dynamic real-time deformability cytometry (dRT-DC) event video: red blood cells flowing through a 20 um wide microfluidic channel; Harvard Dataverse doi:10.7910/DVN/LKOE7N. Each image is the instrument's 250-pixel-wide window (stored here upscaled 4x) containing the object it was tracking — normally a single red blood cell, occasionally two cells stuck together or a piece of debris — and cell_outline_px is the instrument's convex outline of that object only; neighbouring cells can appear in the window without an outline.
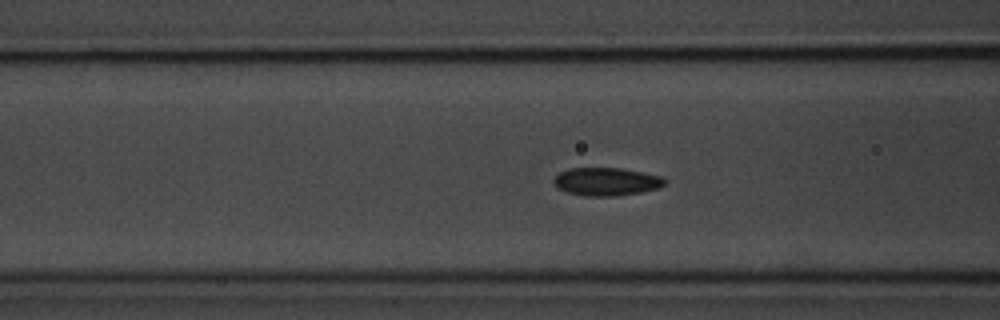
{"species": "common noctule bat (a hibernating species)", "species_latin": "Nyctalus noctula", "temperature_condition": "room temperature", "stored_images_in_passage": 40, "camera_frame_rate_fps": 3000, "um_per_image_px": 0.085, "animal": {"sex": "male", "body_mass_g": 20.1, "forearm_length_mm": 53.5}, "frame": {"image": 1, "passage_image": 5, "time_ms": 1.333, "image_size_px": [1000, 320], "cell_outline_px": [[668, 180], [664, 184], [656, 188], [640, 192], [616, 196], [584, 196], [568, 192], [556, 188], [552, 180], [560, 172], [568, 168], [620, 168], [664, 176]], "centroid_in_image_um": [51.53, 15.43], "position_along_channel_um": 115.1, "area_um2": 18.21}}
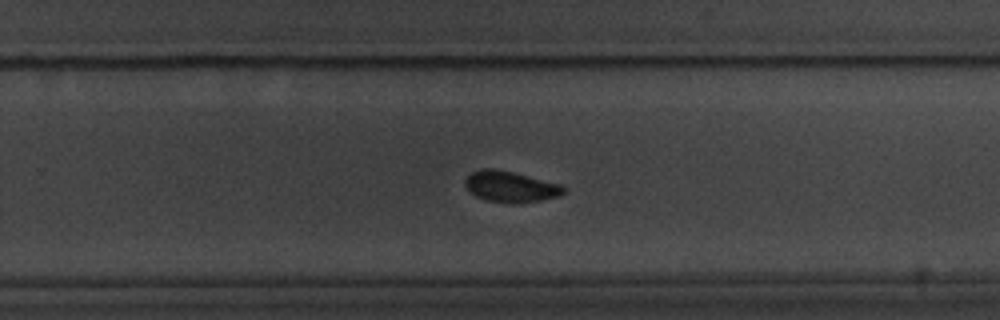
{"frame": {"image": 2, "passage_image": 19, "time_ms": 6.0, "image_size_px": [1000, 320], "cell_outline_px": [[564, 192], [560, 196], [540, 200], [516, 204], [508, 204], [484, 200], [476, 196], [464, 184], [464, 180], [472, 172], [480, 168], [492, 168], [512, 172], [560, 184], [564, 188]], "centroid_in_image_um": [43.37, 15.88], "position_along_channel_um": 286.4, "area_um2": 17.74}}
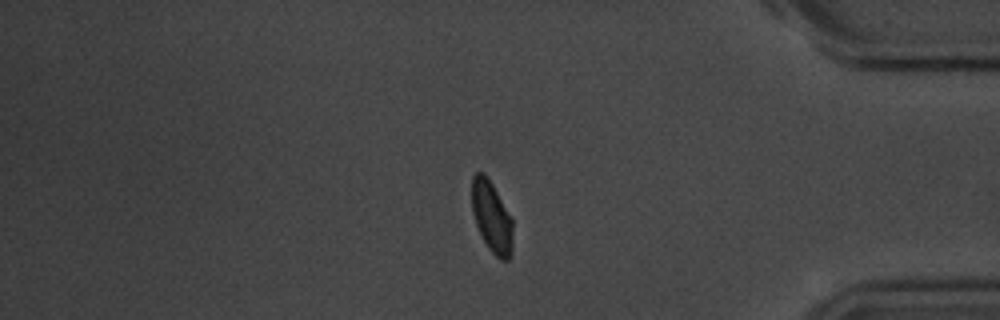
{"frame": {"image": 3, "passage_image": 30, "time_ms": 9.667, "image_size_px": [1000, 320], "cell_outline_px": [[512, 252], [508, 260], [500, 260], [488, 248], [476, 224], [472, 212], [472, 176], [476, 172], [484, 172], [492, 184], [512, 216]], "centroid_in_image_um": [41.8, 18.43], "position_along_channel_um": 393.4, "area_um2": 17.05}, "authors_computed_cell_mechanics": {"area_um2": 17.6001, "velocity_mm_per_s": 3.6724, "shape_relaxation_time_tau1_ms": 2.4708, "shape_relaxation_time_tau2_ms": 1.4626, "deformation_change_tau1": 0.101, "deformation_change_tau2": 0.0572}}